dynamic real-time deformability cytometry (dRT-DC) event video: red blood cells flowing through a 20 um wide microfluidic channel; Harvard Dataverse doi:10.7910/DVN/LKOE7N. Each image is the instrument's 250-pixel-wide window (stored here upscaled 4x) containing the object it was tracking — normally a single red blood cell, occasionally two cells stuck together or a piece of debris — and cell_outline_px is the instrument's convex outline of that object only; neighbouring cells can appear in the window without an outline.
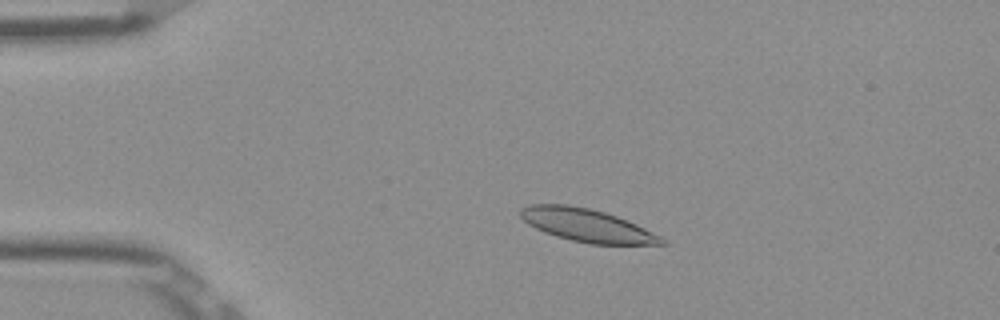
{"species": "Egyptian fruit bat (a non-hibernating species)", "species_latin": "Rousettus aegyptiacus", "temperature_condition": "room temperature", "stored_images_in_passage": 51, "camera_frame_rate_fps": 3000, "um_per_image_px": 0.085, "frame": {"image": 1, "passage_image": 10, "time_ms": 3.0, "image_size_px": [1000, 320], "cell_outline_px": [[668, 244], [588, 244], [556, 236], [544, 232], [528, 224], [520, 216], [520, 208], [532, 204], [564, 204], [588, 208], [604, 212], [616, 216], [636, 224], [668, 240]], "centroid_in_image_um": [49.89, 19.15], "position_along_channel_um": 35.1, "area_um2": 26.88}}
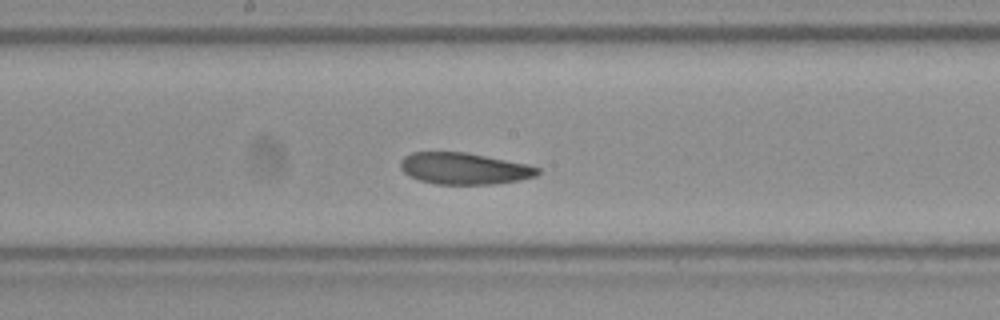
{"frame": {"image": 2, "passage_image": 27, "time_ms": 8.667, "image_size_px": [1000, 320], "cell_outline_px": [[540, 172], [536, 176], [520, 180], [492, 184], [436, 184], [420, 180], [404, 172], [400, 168], [400, 160], [404, 156], [412, 152], [464, 152], [528, 164], [540, 168]], "centroid_in_image_um": [39.46, 14.32], "position_along_channel_um": 208.7, "area_um2": 25.14}}
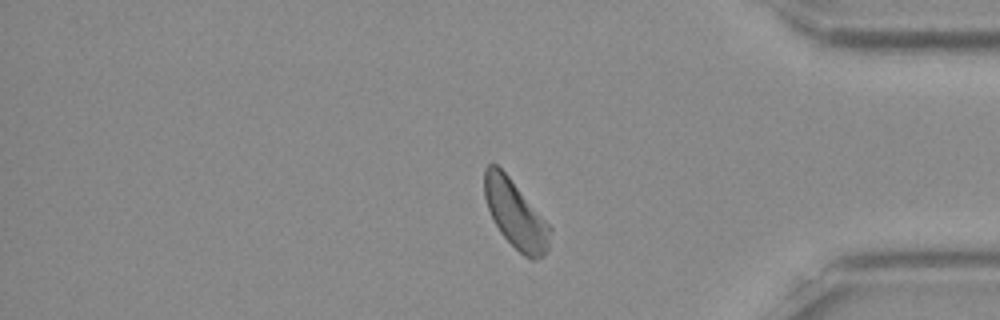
{"frame": {"image": 3, "passage_image": 43, "time_ms": 14.0, "image_size_px": [1000, 320], "cell_outline_px": [[552, 228], [548, 248], [544, 256], [536, 260], [532, 260], [524, 256], [500, 232], [488, 208], [484, 196], [484, 168], [488, 164], [496, 164], [508, 176]], "centroid_in_image_um": [43.82, 18.23], "position_along_channel_um": 391.4, "area_um2": 25.49}, "authors_computed_cell_mechanics": {"area_um2": 25.8944, "velocity_mm_per_s": 3.8441, "shape_relaxation_time_tau1_ms": 6.58, "shape_relaxation_time_tau2_ms": 4.9714, "deformation_change_tau1": 0.1357, "deformation_change_tau2": 0.1122}}